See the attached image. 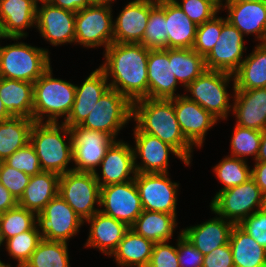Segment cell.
Masks as SVG:
<instances>
[{"label": "cell", "mask_w": 266, "mask_h": 267, "mask_svg": "<svg viewBox=\"0 0 266 267\" xmlns=\"http://www.w3.org/2000/svg\"><path fill=\"white\" fill-rule=\"evenodd\" d=\"M150 49L141 43H111L103 52L99 67L110 88L131 103L148 98V57Z\"/></svg>", "instance_id": "cell-1"}, {"label": "cell", "mask_w": 266, "mask_h": 267, "mask_svg": "<svg viewBox=\"0 0 266 267\" xmlns=\"http://www.w3.org/2000/svg\"><path fill=\"white\" fill-rule=\"evenodd\" d=\"M132 122L141 131L174 147L193 164L196 149L183 135L176 119L174 98H143L132 103Z\"/></svg>", "instance_id": "cell-2"}, {"label": "cell", "mask_w": 266, "mask_h": 267, "mask_svg": "<svg viewBox=\"0 0 266 267\" xmlns=\"http://www.w3.org/2000/svg\"><path fill=\"white\" fill-rule=\"evenodd\" d=\"M30 143L42 171L63 175L73 170L72 135L64 123L34 122Z\"/></svg>", "instance_id": "cell-3"}, {"label": "cell", "mask_w": 266, "mask_h": 267, "mask_svg": "<svg viewBox=\"0 0 266 267\" xmlns=\"http://www.w3.org/2000/svg\"><path fill=\"white\" fill-rule=\"evenodd\" d=\"M13 40L6 43L2 40ZM24 38H2L0 41V78L35 83L52 65L48 48L23 42ZM16 41V42H15ZM8 44V45H7Z\"/></svg>", "instance_id": "cell-4"}, {"label": "cell", "mask_w": 266, "mask_h": 267, "mask_svg": "<svg viewBox=\"0 0 266 267\" xmlns=\"http://www.w3.org/2000/svg\"><path fill=\"white\" fill-rule=\"evenodd\" d=\"M52 65L33 83V120L63 123L74 103L76 84L53 77Z\"/></svg>", "instance_id": "cell-5"}, {"label": "cell", "mask_w": 266, "mask_h": 267, "mask_svg": "<svg viewBox=\"0 0 266 267\" xmlns=\"http://www.w3.org/2000/svg\"><path fill=\"white\" fill-rule=\"evenodd\" d=\"M234 93L233 74L206 70L184 89L183 95L195 101L222 122L227 121L232 113Z\"/></svg>", "instance_id": "cell-6"}, {"label": "cell", "mask_w": 266, "mask_h": 267, "mask_svg": "<svg viewBox=\"0 0 266 267\" xmlns=\"http://www.w3.org/2000/svg\"><path fill=\"white\" fill-rule=\"evenodd\" d=\"M113 5L91 4L75 17V45L104 50L113 43Z\"/></svg>", "instance_id": "cell-7"}, {"label": "cell", "mask_w": 266, "mask_h": 267, "mask_svg": "<svg viewBox=\"0 0 266 267\" xmlns=\"http://www.w3.org/2000/svg\"><path fill=\"white\" fill-rule=\"evenodd\" d=\"M129 122H132V103L120 92L109 88L80 126L121 140L118 139L119 133L128 128Z\"/></svg>", "instance_id": "cell-8"}, {"label": "cell", "mask_w": 266, "mask_h": 267, "mask_svg": "<svg viewBox=\"0 0 266 267\" xmlns=\"http://www.w3.org/2000/svg\"><path fill=\"white\" fill-rule=\"evenodd\" d=\"M58 194L84 222L100 211V186L92 172L60 175Z\"/></svg>", "instance_id": "cell-9"}, {"label": "cell", "mask_w": 266, "mask_h": 267, "mask_svg": "<svg viewBox=\"0 0 266 267\" xmlns=\"http://www.w3.org/2000/svg\"><path fill=\"white\" fill-rule=\"evenodd\" d=\"M263 193L251 177L246 182L228 188L212 197L209 208L238 225L249 215L261 210Z\"/></svg>", "instance_id": "cell-10"}, {"label": "cell", "mask_w": 266, "mask_h": 267, "mask_svg": "<svg viewBox=\"0 0 266 267\" xmlns=\"http://www.w3.org/2000/svg\"><path fill=\"white\" fill-rule=\"evenodd\" d=\"M36 225L43 239L69 243L86 224L58 194L36 214Z\"/></svg>", "instance_id": "cell-11"}, {"label": "cell", "mask_w": 266, "mask_h": 267, "mask_svg": "<svg viewBox=\"0 0 266 267\" xmlns=\"http://www.w3.org/2000/svg\"><path fill=\"white\" fill-rule=\"evenodd\" d=\"M132 143L135 170L138 173H169L170 156L191 167L185 158L172 146L161 141L158 137L141 132L133 125Z\"/></svg>", "instance_id": "cell-12"}, {"label": "cell", "mask_w": 266, "mask_h": 267, "mask_svg": "<svg viewBox=\"0 0 266 267\" xmlns=\"http://www.w3.org/2000/svg\"><path fill=\"white\" fill-rule=\"evenodd\" d=\"M171 173H138L135 183L143 210L177 214L180 183L173 181Z\"/></svg>", "instance_id": "cell-13"}, {"label": "cell", "mask_w": 266, "mask_h": 267, "mask_svg": "<svg viewBox=\"0 0 266 267\" xmlns=\"http://www.w3.org/2000/svg\"><path fill=\"white\" fill-rule=\"evenodd\" d=\"M70 131L73 170L94 173L116 139L102 131L89 130L80 125L70 127Z\"/></svg>", "instance_id": "cell-14"}, {"label": "cell", "mask_w": 266, "mask_h": 267, "mask_svg": "<svg viewBox=\"0 0 266 267\" xmlns=\"http://www.w3.org/2000/svg\"><path fill=\"white\" fill-rule=\"evenodd\" d=\"M245 40L246 37L226 17L222 16L219 40L204 58L206 69L234 74L245 59L246 51H248Z\"/></svg>", "instance_id": "cell-15"}, {"label": "cell", "mask_w": 266, "mask_h": 267, "mask_svg": "<svg viewBox=\"0 0 266 267\" xmlns=\"http://www.w3.org/2000/svg\"><path fill=\"white\" fill-rule=\"evenodd\" d=\"M100 211L131 227L143 211L135 180L100 187Z\"/></svg>", "instance_id": "cell-16"}, {"label": "cell", "mask_w": 266, "mask_h": 267, "mask_svg": "<svg viewBox=\"0 0 266 267\" xmlns=\"http://www.w3.org/2000/svg\"><path fill=\"white\" fill-rule=\"evenodd\" d=\"M76 13L55 7L49 2L37 3L36 30L39 36L55 47L75 45Z\"/></svg>", "instance_id": "cell-17"}, {"label": "cell", "mask_w": 266, "mask_h": 267, "mask_svg": "<svg viewBox=\"0 0 266 267\" xmlns=\"http://www.w3.org/2000/svg\"><path fill=\"white\" fill-rule=\"evenodd\" d=\"M174 109L185 138L196 149L203 148L208 131L220 123L219 120L185 95L174 98Z\"/></svg>", "instance_id": "cell-18"}, {"label": "cell", "mask_w": 266, "mask_h": 267, "mask_svg": "<svg viewBox=\"0 0 266 267\" xmlns=\"http://www.w3.org/2000/svg\"><path fill=\"white\" fill-rule=\"evenodd\" d=\"M100 187L135 179L134 153L129 141L116 140L94 172Z\"/></svg>", "instance_id": "cell-19"}, {"label": "cell", "mask_w": 266, "mask_h": 267, "mask_svg": "<svg viewBox=\"0 0 266 267\" xmlns=\"http://www.w3.org/2000/svg\"><path fill=\"white\" fill-rule=\"evenodd\" d=\"M126 3L116 18L113 17V42L141 43L150 10L157 0H130Z\"/></svg>", "instance_id": "cell-20"}, {"label": "cell", "mask_w": 266, "mask_h": 267, "mask_svg": "<svg viewBox=\"0 0 266 267\" xmlns=\"http://www.w3.org/2000/svg\"><path fill=\"white\" fill-rule=\"evenodd\" d=\"M245 37L254 36L253 42L266 43V2H223L221 12Z\"/></svg>", "instance_id": "cell-21"}, {"label": "cell", "mask_w": 266, "mask_h": 267, "mask_svg": "<svg viewBox=\"0 0 266 267\" xmlns=\"http://www.w3.org/2000/svg\"><path fill=\"white\" fill-rule=\"evenodd\" d=\"M109 88L110 85L104 71L99 66L94 71L92 70L80 85L76 84L74 103L63 123L69 128L81 125Z\"/></svg>", "instance_id": "cell-22"}, {"label": "cell", "mask_w": 266, "mask_h": 267, "mask_svg": "<svg viewBox=\"0 0 266 267\" xmlns=\"http://www.w3.org/2000/svg\"><path fill=\"white\" fill-rule=\"evenodd\" d=\"M181 87L173 73L172 61H169V48L150 50L148 57V98L172 99L183 95L179 91Z\"/></svg>", "instance_id": "cell-23"}, {"label": "cell", "mask_w": 266, "mask_h": 267, "mask_svg": "<svg viewBox=\"0 0 266 267\" xmlns=\"http://www.w3.org/2000/svg\"><path fill=\"white\" fill-rule=\"evenodd\" d=\"M211 213L215 216L197 225H190L181 229V234L187 238L196 249L204 256L213 249L228 244L233 229L232 222L219 216L211 208Z\"/></svg>", "instance_id": "cell-24"}, {"label": "cell", "mask_w": 266, "mask_h": 267, "mask_svg": "<svg viewBox=\"0 0 266 267\" xmlns=\"http://www.w3.org/2000/svg\"><path fill=\"white\" fill-rule=\"evenodd\" d=\"M35 0H0V28L3 38H27L36 29Z\"/></svg>", "instance_id": "cell-25"}, {"label": "cell", "mask_w": 266, "mask_h": 267, "mask_svg": "<svg viewBox=\"0 0 266 267\" xmlns=\"http://www.w3.org/2000/svg\"><path fill=\"white\" fill-rule=\"evenodd\" d=\"M88 224V236L84 242V248H93L99 253L109 257L117 248L124 234L130 228L125 223L96 212L91 218L85 221Z\"/></svg>", "instance_id": "cell-26"}, {"label": "cell", "mask_w": 266, "mask_h": 267, "mask_svg": "<svg viewBox=\"0 0 266 267\" xmlns=\"http://www.w3.org/2000/svg\"><path fill=\"white\" fill-rule=\"evenodd\" d=\"M235 124L259 131L266 129V87L235 90L231 116Z\"/></svg>", "instance_id": "cell-27"}, {"label": "cell", "mask_w": 266, "mask_h": 267, "mask_svg": "<svg viewBox=\"0 0 266 267\" xmlns=\"http://www.w3.org/2000/svg\"><path fill=\"white\" fill-rule=\"evenodd\" d=\"M154 244L129 228L108 258H114L117 267H147Z\"/></svg>", "instance_id": "cell-28"}, {"label": "cell", "mask_w": 266, "mask_h": 267, "mask_svg": "<svg viewBox=\"0 0 266 267\" xmlns=\"http://www.w3.org/2000/svg\"><path fill=\"white\" fill-rule=\"evenodd\" d=\"M59 180L60 175L47 171L31 176L18 205L35 214L40 213L58 195Z\"/></svg>", "instance_id": "cell-29"}, {"label": "cell", "mask_w": 266, "mask_h": 267, "mask_svg": "<svg viewBox=\"0 0 266 267\" xmlns=\"http://www.w3.org/2000/svg\"><path fill=\"white\" fill-rule=\"evenodd\" d=\"M165 19L168 31V48H192L198 26L173 0H165Z\"/></svg>", "instance_id": "cell-30"}, {"label": "cell", "mask_w": 266, "mask_h": 267, "mask_svg": "<svg viewBox=\"0 0 266 267\" xmlns=\"http://www.w3.org/2000/svg\"><path fill=\"white\" fill-rule=\"evenodd\" d=\"M233 75L235 90L266 87V43H256Z\"/></svg>", "instance_id": "cell-31"}, {"label": "cell", "mask_w": 266, "mask_h": 267, "mask_svg": "<svg viewBox=\"0 0 266 267\" xmlns=\"http://www.w3.org/2000/svg\"><path fill=\"white\" fill-rule=\"evenodd\" d=\"M177 219V214L143 210L130 228L154 243L172 241Z\"/></svg>", "instance_id": "cell-32"}, {"label": "cell", "mask_w": 266, "mask_h": 267, "mask_svg": "<svg viewBox=\"0 0 266 267\" xmlns=\"http://www.w3.org/2000/svg\"><path fill=\"white\" fill-rule=\"evenodd\" d=\"M33 83L0 78V98L12 116L33 119Z\"/></svg>", "instance_id": "cell-33"}, {"label": "cell", "mask_w": 266, "mask_h": 267, "mask_svg": "<svg viewBox=\"0 0 266 267\" xmlns=\"http://www.w3.org/2000/svg\"><path fill=\"white\" fill-rule=\"evenodd\" d=\"M235 267H266V249L234 225L229 241Z\"/></svg>", "instance_id": "cell-34"}, {"label": "cell", "mask_w": 266, "mask_h": 267, "mask_svg": "<svg viewBox=\"0 0 266 267\" xmlns=\"http://www.w3.org/2000/svg\"><path fill=\"white\" fill-rule=\"evenodd\" d=\"M34 120L22 116H10L0 122V161H4L30 142Z\"/></svg>", "instance_id": "cell-35"}, {"label": "cell", "mask_w": 266, "mask_h": 267, "mask_svg": "<svg viewBox=\"0 0 266 267\" xmlns=\"http://www.w3.org/2000/svg\"><path fill=\"white\" fill-rule=\"evenodd\" d=\"M169 61H172L173 73L183 90L207 70L204 57L192 48L169 49Z\"/></svg>", "instance_id": "cell-36"}, {"label": "cell", "mask_w": 266, "mask_h": 267, "mask_svg": "<svg viewBox=\"0 0 266 267\" xmlns=\"http://www.w3.org/2000/svg\"><path fill=\"white\" fill-rule=\"evenodd\" d=\"M68 245L42 238L23 267H71Z\"/></svg>", "instance_id": "cell-37"}, {"label": "cell", "mask_w": 266, "mask_h": 267, "mask_svg": "<svg viewBox=\"0 0 266 267\" xmlns=\"http://www.w3.org/2000/svg\"><path fill=\"white\" fill-rule=\"evenodd\" d=\"M212 172L218 184H221V189H218L214 197L221 191L228 188L238 186L251 178V165L247 160L224 155L215 166L212 167Z\"/></svg>", "instance_id": "cell-38"}, {"label": "cell", "mask_w": 266, "mask_h": 267, "mask_svg": "<svg viewBox=\"0 0 266 267\" xmlns=\"http://www.w3.org/2000/svg\"><path fill=\"white\" fill-rule=\"evenodd\" d=\"M141 44L150 50L168 48L165 0H157V4L150 10Z\"/></svg>", "instance_id": "cell-39"}, {"label": "cell", "mask_w": 266, "mask_h": 267, "mask_svg": "<svg viewBox=\"0 0 266 267\" xmlns=\"http://www.w3.org/2000/svg\"><path fill=\"white\" fill-rule=\"evenodd\" d=\"M230 139L228 156L255 161L259 153L262 131L244 128L234 124Z\"/></svg>", "instance_id": "cell-40"}, {"label": "cell", "mask_w": 266, "mask_h": 267, "mask_svg": "<svg viewBox=\"0 0 266 267\" xmlns=\"http://www.w3.org/2000/svg\"><path fill=\"white\" fill-rule=\"evenodd\" d=\"M42 237L39 234L37 225L28 231L22 232L16 236L6 239L2 243V249H5L10 259L16 261L14 267H23L30 259L31 254L36 250V247Z\"/></svg>", "instance_id": "cell-41"}, {"label": "cell", "mask_w": 266, "mask_h": 267, "mask_svg": "<svg viewBox=\"0 0 266 267\" xmlns=\"http://www.w3.org/2000/svg\"><path fill=\"white\" fill-rule=\"evenodd\" d=\"M35 226L36 214L17 205L1 214L0 239L3 243L6 239L31 230Z\"/></svg>", "instance_id": "cell-42"}, {"label": "cell", "mask_w": 266, "mask_h": 267, "mask_svg": "<svg viewBox=\"0 0 266 267\" xmlns=\"http://www.w3.org/2000/svg\"><path fill=\"white\" fill-rule=\"evenodd\" d=\"M219 15L218 13L211 20L197 27L192 49L204 58L212 51L219 40L222 27V16Z\"/></svg>", "instance_id": "cell-43"}, {"label": "cell", "mask_w": 266, "mask_h": 267, "mask_svg": "<svg viewBox=\"0 0 266 267\" xmlns=\"http://www.w3.org/2000/svg\"><path fill=\"white\" fill-rule=\"evenodd\" d=\"M197 25H202L220 13L221 9L212 0H173Z\"/></svg>", "instance_id": "cell-44"}, {"label": "cell", "mask_w": 266, "mask_h": 267, "mask_svg": "<svg viewBox=\"0 0 266 267\" xmlns=\"http://www.w3.org/2000/svg\"><path fill=\"white\" fill-rule=\"evenodd\" d=\"M3 162L30 176L39 174L42 171L36 151L30 142L15 151Z\"/></svg>", "instance_id": "cell-45"}, {"label": "cell", "mask_w": 266, "mask_h": 267, "mask_svg": "<svg viewBox=\"0 0 266 267\" xmlns=\"http://www.w3.org/2000/svg\"><path fill=\"white\" fill-rule=\"evenodd\" d=\"M31 176L0 161V183L10 191V193L20 200L24 194L26 186L29 184Z\"/></svg>", "instance_id": "cell-46"}, {"label": "cell", "mask_w": 266, "mask_h": 267, "mask_svg": "<svg viewBox=\"0 0 266 267\" xmlns=\"http://www.w3.org/2000/svg\"><path fill=\"white\" fill-rule=\"evenodd\" d=\"M147 267H180L177 257V239L175 245L171 241L155 243Z\"/></svg>", "instance_id": "cell-47"}, {"label": "cell", "mask_w": 266, "mask_h": 267, "mask_svg": "<svg viewBox=\"0 0 266 267\" xmlns=\"http://www.w3.org/2000/svg\"><path fill=\"white\" fill-rule=\"evenodd\" d=\"M177 235V257L180 267H202L204 255L181 234Z\"/></svg>", "instance_id": "cell-48"}, {"label": "cell", "mask_w": 266, "mask_h": 267, "mask_svg": "<svg viewBox=\"0 0 266 267\" xmlns=\"http://www.w3.org/2000/svg\"><path fill=\"white\" fill-rule=\"evenodd\" d=\"M238 226L266 249V213L258 210L242 220Z\"/></svg>", "instance_id": "cell-49"}, {"label": "cell", "mask_w": 266, "mask_h": 267, "mask_svg": "<svg viewBox=\"0 0 266 267\" xmlns=\"http://www.w3.org/2000/svg\"><path fill=\"white\" fill-rule=\"evenodd\" d=\"M202 267H235L230 244L213 249L203 258Z\"/></svg>", "instance_id": "cell-50"}, {"label": "cell", "mask_w": 266, "mask_h": 267, "mask_svg": "<svg viewBox=\"0 0 266 267\" xmlns=\"http://www.w3.org/2000/svg\"><path fill=\"white\" fill-rule=\"evenodd\" d=\"M251 177L255 180L262 193H266V162L253 161Z\"/></svg>", "instance_id": "cell-51"}, {"label": "cell", "mask_w": 266, "mask_h": 267, "mask_svg": "<svg viewBox=\"0 0 266 267\" xmlns=\"http://www.w3.org/2000/svg\"><path fill=\"white\" fill-rule=\"evenodd\" d=\"M51 5L77 13L79 10L90 6V0H49Z\"/></svg>", "instance_id": "cell-52"}, {"label": "cell", "mask_w": 266, "mask_h": 267, "mask_svg": "<svg viewBox=\"0 0 266 267\" xmlns=\"http://www.w3.org/2000/svg\"><path fill=\"white\" fill-rule=\"evenodd\" d=\"M18 205L16 198L0 183V211L6 212Z\"/></svg>", "instance_id": "cell-53"}, {"label": "cell", "mask_w": 266, "mask_h": 267, "mask_svg": "<svg viewBox=\"0 0 266 267\" xmlns=\"http://www.w3.org/2000/svg\"><path fill=\"white\" fill-rule=\"evenodd\" d=\"M255 161L266 162V129L262 131L259 153Z\"/></svg>", "instance_id": "cell-54"}, {"label": "cell", "mask_w": 266, "mask_h": 267, "mask_svg": "<svg viewBox=\"0 0 266 267\" xmlns=\"http://www.w3.org/2000/svg\"><path fill=\"white\" fill-rule=\"evenodd\" d=\"M12 116L5 108L1 98H0V122H2L4 119L9 118Z\"/></svg>", "instance_id": "cell-55"}, {"label": "cell", "mask_w": 266, "mask_h": 267, "mask_svg": "<svg viewBox=\"0 0 266 267\" xmlns=\"http://www.w3.org/2000/svg\"><path fill=\"white\" fill-rule=\"evenodd\" d=\"M117 0H90L92 4H106V5H113L114 2L116 3Z\"/></svg>", "instance_id": "cell-56"}, {"label": "cell", "mask_w": 266, "mask_h": 267, "mask_svg": "<svg viewBox=\"0 0 266 267\" xmlns=\"http://www.w3.org/2000/svg\"><path fill=\"white\" fill-rule=\"evenodd\" d=\"M261 210L266 213V193L263 195Z\"/></svg>", "instance_id": "cell-57"}, {"label": "cell", "mask_w": 266, "mask_h": 267, "mask_svg": "<svg viewBox=\"0 0 266 267\" xmlns=\"http://www.w3.org/2000/svg\"><path fill=\"white\" fill-rule=\"evenodd\" d=\"M243 1H261V2H266V0H224V2H243Z\"/></svg>", "instance_id": "cell-58"}, {"label": "cell", "mask_w": 266, "mask_h": 267, "mask_svg": "<svg viewBox=\"0 0 266 267\" xmlns=\"http://www.w3.org/2000/svg\"><path fill=\"white\" fill-rule=\"evenodd\" d=\"M212 1L221 9L224 0H212Z\"/></svg>", "instance_id": "cell-59"}, {"label": "cell", "mask_w": 266, "mask_h": 267, "mask_svg": "<svg viewBox=\"0 0 266 267\" xmlns=\"http://www.w3.org/2000/svg\"><path fill=\"white\" fill-rule=\"evenodd\" d=\"M0 250L2 251V241H1V239H0ZM0 258H1V257H0ZM0 261H2L3 263H5V264H6L7 266H9V267H13V266L11 265V264H12L11 262H10V263H9V262L6 263L4 260H1V259H0Z\"/></svg>", "instance_id": "cell-60"}, {"label": "cell", "mask_w": 266, "mask_h": 267, "mask_svg": "<svg viewBox=\"0 0 266 267\" xmlns=\"http://www.w3.org/2000/svg\"><path fill=\"white\" fill-rule=\"evenodd\" d=\"M0 267H9V266H7L5 263H3L2 261H0Z\"/></svg>", "instance_id": "cell-61"}, {"label": "cell", "mask_w": 266, "mask_h": 267, "mask_svg": "<svg viewBox=\"0 0 266 267\" xmlns=\"http://www.w3.org/2000/svg\"><path fill=\"white\" fill-rule=\"evenodd\" d=\"M37 3H40V2H48L49 0H35Z\"/></svg>", "instance_id": "cell-62"}, {"label": "cell", "mask_w": 266, "mask_h": 267, "mask_svg": "<svg viewBox=\"0 0 266 267\" xmlns=\"http://www.w3.org/2000/svg\"><path fill=\"white\" fill-rule=\"evenodd\" d=\"M3 38L2 33H1V28H0V40Z\"/></svg>", "instance_id": "cell-63"}]
</instances>
